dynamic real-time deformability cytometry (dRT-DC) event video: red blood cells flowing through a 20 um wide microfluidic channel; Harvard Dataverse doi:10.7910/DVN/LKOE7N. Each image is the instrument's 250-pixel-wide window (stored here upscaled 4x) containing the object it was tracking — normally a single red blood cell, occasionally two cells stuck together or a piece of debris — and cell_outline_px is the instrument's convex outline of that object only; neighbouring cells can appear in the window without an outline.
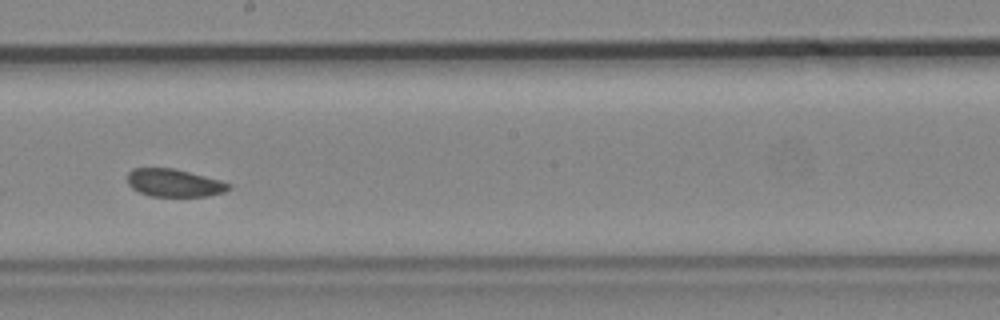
{"species": "common noctule bat (a hibernating species)", "species_latin": "Nyctalus noctula", "temperature_condition": "cold", "stored_images_in_passage": 9, "camera_frame_rate_fps": 3000, "um_per_image_px": 0.085, "animal": {"sex": "male", "body_mass_g": 19.2, "forearm_length_mm": 51.8}, "frame": {"image": 1, "passage_image": 8, "time_ms": 2.333, "image_size_px": [1000, 320], "cell_outline_px": [[232, 188], [224, 192], [208, 196], [152, 196], [140, 192], [132, 188], [128, 184], [128, 172], [132, 168], [172, 168], [220, 180], [232, 184]], "centroid_in_image_um": [14.82, 15.55], "position_along_channel_um": 233.4, "area_um2": 16.3}}
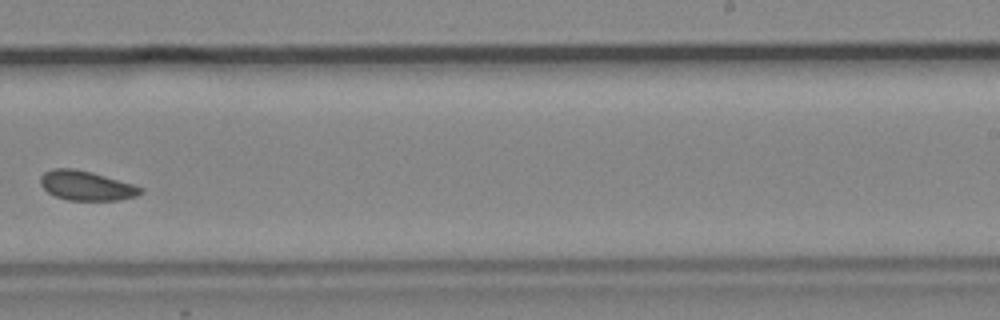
{"frame": {"image": 2, "passage_image": 9, "time_ms": 2.667, "image_size_px": [1000, 320], "cell_outline_px": [[144, 192], [136, 196], [120, 200], [68, 200], [56, 196], [48, 192], [40, 184], [40, 176], [44, 172], [52, 168], [72, 168], [92, 172], [132, 184], [144, 188]], "centroid_in_image_um": [7.34, 15.78], "position_along_channel_um": 281.7, "area_um2": 17.22}}